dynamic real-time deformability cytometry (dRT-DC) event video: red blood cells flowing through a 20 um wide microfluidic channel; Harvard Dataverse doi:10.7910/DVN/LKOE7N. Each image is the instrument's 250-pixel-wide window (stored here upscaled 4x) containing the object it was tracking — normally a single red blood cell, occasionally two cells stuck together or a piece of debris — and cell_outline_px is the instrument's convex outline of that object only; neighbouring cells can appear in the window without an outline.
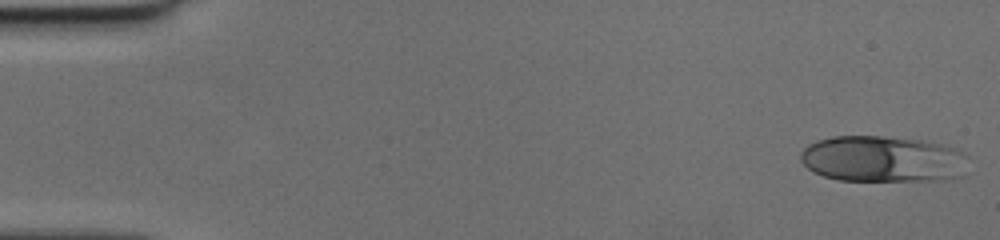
{"species": "human", "species_latin": "Homo sapiens", "temperature_condition": "cold", "stored_images_in_passage": 49, "camera_frame_rate_fps": 3000, "um_per_image_px": 0.085, "donor": {"sex": "female"}, "frame": {"image": 1, "passage_image": 1, "time_ms": 0.0, "image_size_px": [1000, 240], "cell_outline_px": [[968, 156], [964, 176], [940, 180], [840, 180], [824, 176], [812, 172], [800, 160], [800, 152], [808, 144], [816, 140], [832, 136], [880, 136], [920, 140], [960, 148]], "centroid_in_image_um": [75.06, 13.51], "position_along_channel_um": 9.9, "area_um2": 45.6}}
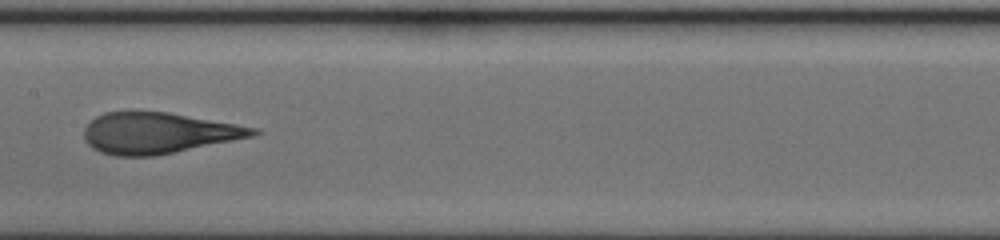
{"frame": {"image": 2, "passage_image": 25, "time_ms": 8.0, "image_size_px": [1000, 240], "cell_outline_px": [[264, 132], [252, 136], [176, 152], [156, 156], [116, 156], [100, 152], [92, 148], [84, 140], [84, 128], [96, 116], [104, 112], [168, 112], [236, 124], [256, 128]], "centroid_in_image_um": [13.43, 11.32], "position_along_channel_um": 194.0, "area_um2": 40.17}}
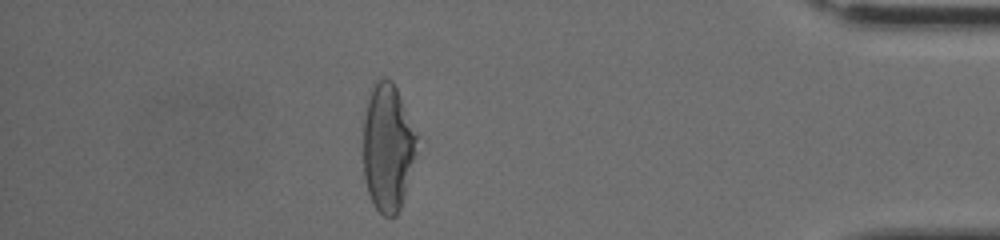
{"frame": {"image": 3, "passage_image": 43, "time_ms": 14.0, "image_size_px": [1000, 240], "cell_outline_px": [[424, 140], [400, 208], [396, 216], [384, 216], [372, 204], [364, 180], [364, 116], [368, 92], [372, 84], [376, 80], [384, 76], [388, 76], [392, 80]], "centroid_in_image_um": [33.05, 12.47], "position_along_channel_um": 402.2, "area_um2": 42.02}}